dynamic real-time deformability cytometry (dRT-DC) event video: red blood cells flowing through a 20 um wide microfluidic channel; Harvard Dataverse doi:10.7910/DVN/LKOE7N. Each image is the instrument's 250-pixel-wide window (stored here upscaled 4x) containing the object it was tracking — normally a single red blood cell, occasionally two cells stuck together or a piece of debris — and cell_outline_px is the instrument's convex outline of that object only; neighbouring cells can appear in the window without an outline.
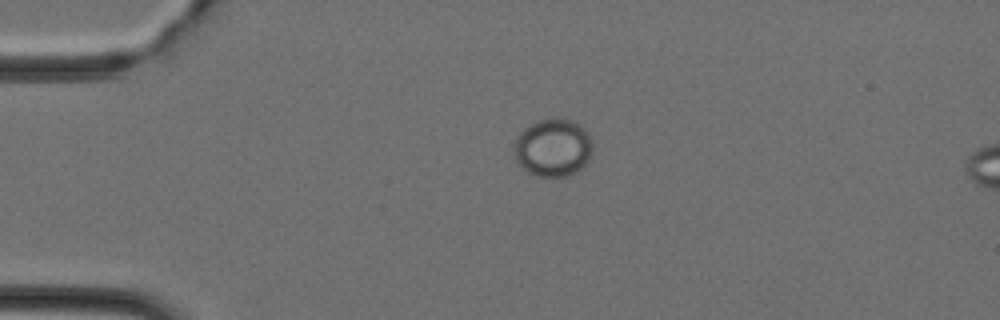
{"species": "Egyptian fruit bat (a non-hibernating species)", "species_latin": "Rousettus aegyptiacus", "temperature_condition": "cold", "stored_images_in_passage": 6, "camera_frame_rate_fps": 3000, "um_per_image_px": 0.085, "animal": {"sex": "female"}, "frame": {"image": 1, "passage_image": 2, "time_ms": 0.333, "image_size_px": [1000, 320], "cell_outline_px": [[592, 152], [588, 160], [576, 172], [564, 176], [536, 176], [528, 172], [516, 160], [516, 140], [520, 132], [524, 128], [536, 120], [572, 120], [580, 124], [588, 132], [592, 144]], "centroid_in_image_um": [47.03, 12.55], "position_along_channel_um": 38.0, "area_um2": 25.95}}